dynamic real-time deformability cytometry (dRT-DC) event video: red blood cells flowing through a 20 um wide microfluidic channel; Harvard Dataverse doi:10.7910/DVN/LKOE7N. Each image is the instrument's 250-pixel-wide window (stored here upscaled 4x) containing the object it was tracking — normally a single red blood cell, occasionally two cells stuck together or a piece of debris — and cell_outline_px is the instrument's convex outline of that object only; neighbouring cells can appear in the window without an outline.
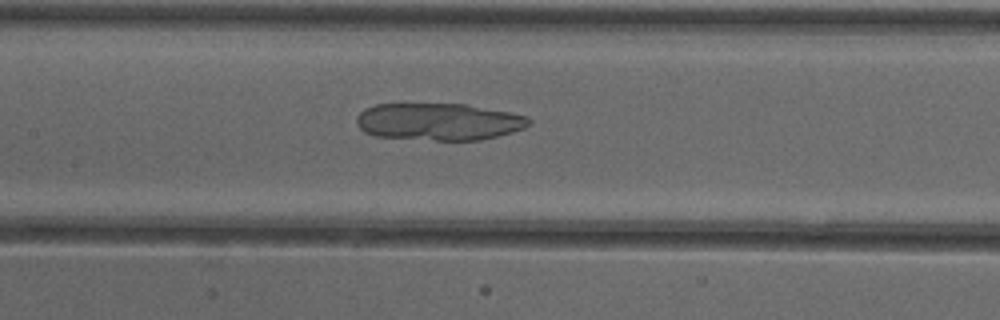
{"species": "common noctule bat (a hibernating species)", "species_latin": "Nyctalus noctula", "temperature_condition": "cold", "stored_images_in_passage": 52, "camera_frame_rate_fps": 3000, "um_per_image_px": 0.085, "animal": {"sex": "female"}, "frame": {"image": 1, "passage_image": 25, "time_ms": 8.0, "image_size_px": [1000, 320], "cell_outline_px": [[532, 124], [524, 128], [512, 132], [480, 140], [436, 140], [372, 136], [364, 132], [356, 124], [356, 116], [364, 108], [376, 104], [468, 104], [512, 112], [528, 116], [532, 120]], "centroid_in_image_um": [37.31, 10.34], "position_along_channel_um": 170.1, "area_um2": 37.74}}
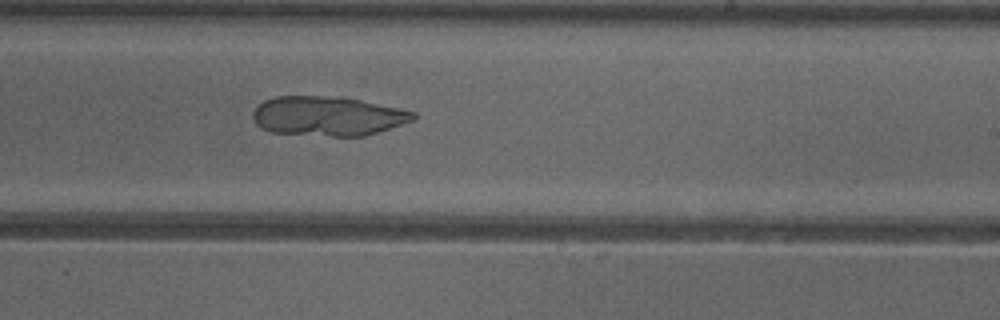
{"frame": {"image": 2, "passage_image": 32, "time_ms": 10.333, "image_size_px": [1000, 320], "cell_outline_px": [[416, 116], [412, 120], [364, 136], [332, 136], [272, 132], [260, 128], [256, 124], [252, 116], [252, 112], [256, 104], [264, 100], [276, 96], [348, 96], [400, 108], [416, 112]], "centroid_in_image_um": [27.82, 9.84], "position_along_channel_um": 261.2, "area_um2": 37.22}}
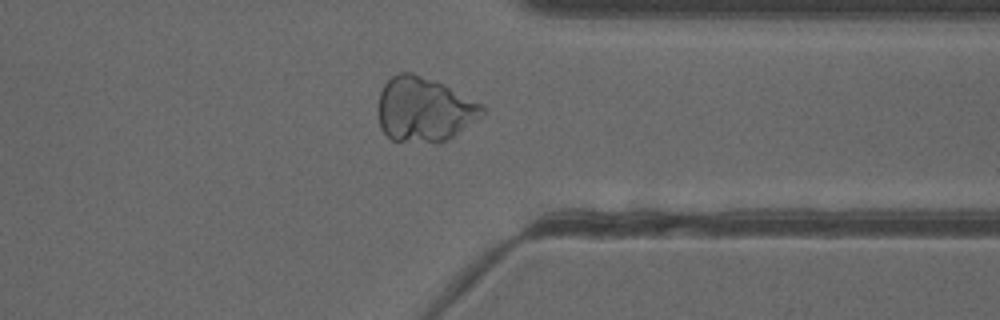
{"frame": {"image": 3, "passage_image": 41, "time_ms": 13.333, "image_size_px": [1000, 320], "cell_outline_px": [[484, 112], [448, 140], [392, 140], [380, 128], [376, 112], [380, 92], [384, 84], [392, 76], [400, 72], [412, 72], [436, 80], [484, 104]], "centroid_in_image_um": [36.01, 9.24], "position_along_channel_um": 375.4, "area_um2": 38.78}}